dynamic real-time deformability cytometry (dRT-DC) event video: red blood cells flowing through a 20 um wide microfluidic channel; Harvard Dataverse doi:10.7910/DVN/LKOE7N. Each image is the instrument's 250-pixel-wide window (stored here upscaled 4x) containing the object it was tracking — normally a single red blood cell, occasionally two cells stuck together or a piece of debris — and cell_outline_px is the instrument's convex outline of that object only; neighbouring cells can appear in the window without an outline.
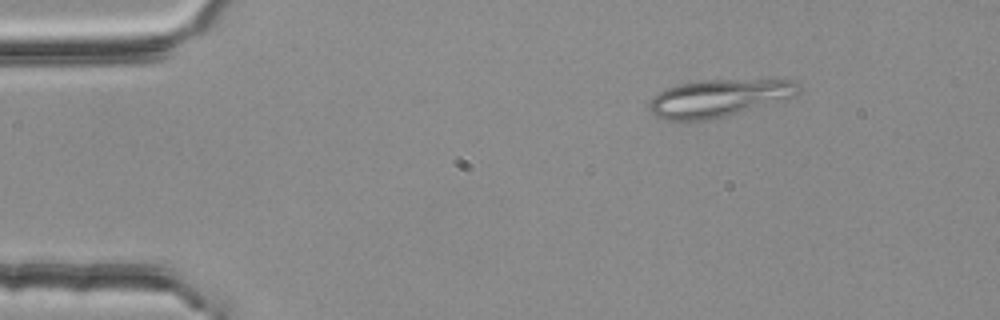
{"species": "common noctule bat (a hibernating species)", "species_latin": "Nyctalus noctula", "temperature_condition": "room temperature", "stored_images_in_passage": 5, "camera_frame_rate_fps": 3000, "um_per_image_px": 0.085, "animal": {"sex": "female", "body_mass_g": 25.1}, "frame": {"image": 1, "passage_image": 2, "time_ms": 0.333, "image_size_px": [1000, 320], "cell_outline_px": [[800, 92], [796, 96], [788, 100], [724, 116], [704, 120], [672, 120], [652, 116], [648, 104], [652, 96], [664, 88], [676, 84], [704, 80], [796, 80], [800, 84]], "centroid_in_image_um": [61.11, 8.33], "position_along_channel_um": 23.9, "area_um2": 32.89}}